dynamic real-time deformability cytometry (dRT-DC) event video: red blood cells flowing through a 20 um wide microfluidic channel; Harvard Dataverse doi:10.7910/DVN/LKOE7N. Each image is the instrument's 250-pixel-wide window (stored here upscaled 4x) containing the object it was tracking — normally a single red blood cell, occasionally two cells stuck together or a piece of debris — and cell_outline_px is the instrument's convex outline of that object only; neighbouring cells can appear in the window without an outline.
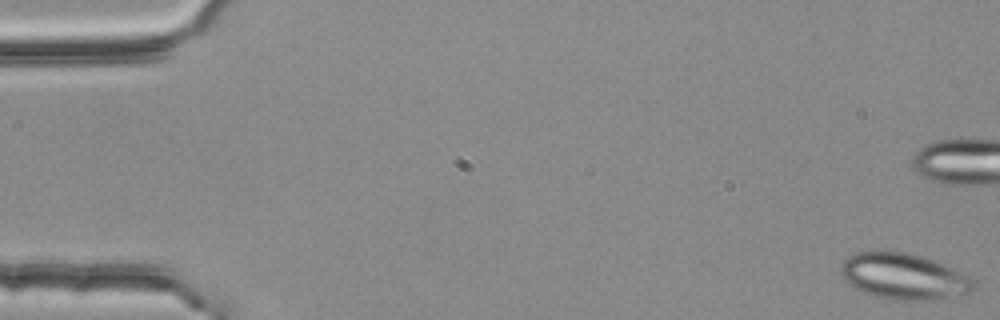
{"species": "common noctule bat (a hibernating species)", "species_latin": "Nyctalus noctula", "temperature_condition": "room temperature", "stored_images_in_passage": 5, "camera_frame_rate_fps": 3000, "um_per_image_px": 0.085, "animal": {"sex": "female", "body_mass_g": 25.1}, "frame": {"image": 1, "passage_image": 1, "time_ms": 0.0, "image_size_px": [1000, 320], "cell_outline_px": [[976, 288], [968, 292], [932, 300], [896, 300], [876, 296], [864, 292], [856, 288], [844, 280], [840, 276], [840, 264], [848, 256], [856, 252], [876, 248], [904, 252], [920, 256], [932, 260], [952, 268], [976, 280]], "centroid_in_image_um": [76.75, 23.46], "position_along_channel_um": 8.3, "area_um2": 35.95}}